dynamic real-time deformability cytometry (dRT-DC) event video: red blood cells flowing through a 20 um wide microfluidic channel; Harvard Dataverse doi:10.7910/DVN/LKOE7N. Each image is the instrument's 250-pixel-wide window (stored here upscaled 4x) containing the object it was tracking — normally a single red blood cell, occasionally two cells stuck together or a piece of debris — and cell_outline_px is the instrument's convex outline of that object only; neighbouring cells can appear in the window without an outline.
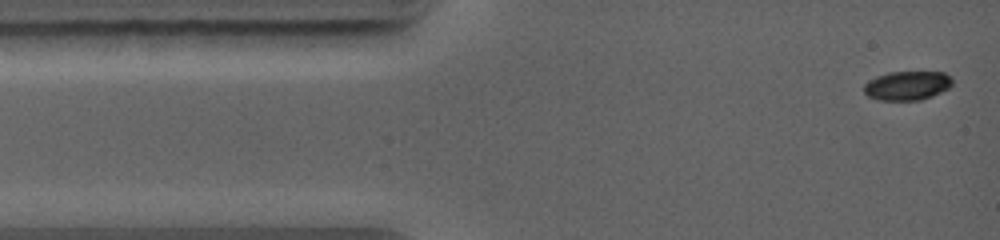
{"species": "common noctule bat (a hibernating species)", "species_latin": "Nyctalus noctula", "temperature_condition": "warm", "stored_images_in_passage": 16, "camera_frame_rate_fps": 5000, "um_per_image_px": 0.085, "animal": {"sex": "female", "body_mass_g": 19.0, "forearm_length_mm": 56.7}, "frame": {"image": 1, "passage_image": 1, "time_ms": 0.0, "image_size_px": [1000, 240], "cell_outline_px": [[952, 84], [948, 88], [932, 96], [920, 100], [880, 100], [868, 96], [864, 92], [864, 84], [868, 80], [876, 76], [888, 72], [944, 72], [952, 80]], "centroid_in_image_um": [77.08, 7.27], "position_along_channel_um": 7.9, "area_um2": 14.91}}
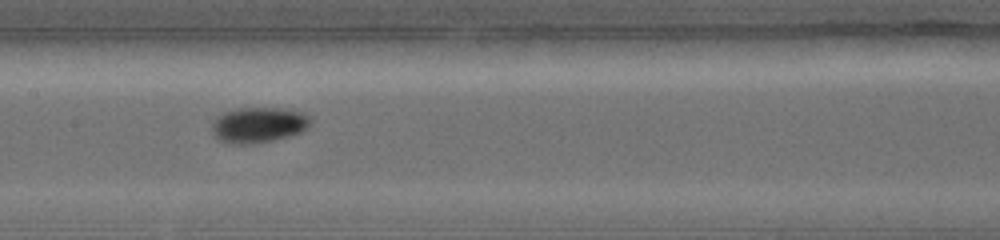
{"frame": {"image": 2, "passage_image": 7, "time_ms": 5.2, "image_size_px": [1000, 240], "cell_outline_px": [[312, 124], [304, 132], [272, 140], [252, 144], [228, 144], [220, 140], [212, 132], [212, 124], [224, 112], [240, 108], [280, 108], [304, 112], [312, 120]], "centroid_in_image_um": [22.03, 10.62], "position_along_channel_um": 185.4, "area_um2": 20.46}}
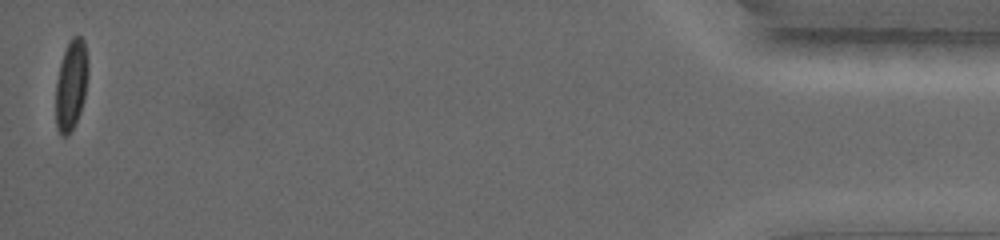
{"frame": {"image": 3, "passage_image": 16, "time_ms": 13.2, "image_size_px": [1000, 240], "cell_outline_px": [[88, 72], [84, 96], [80, 112], [68, 136], [60, 136], [56, 128], [56, 80], [60, 64], [68, 40], [72, 36], [80, 36], [84, 40], [88, 60]], "centroid_in_image_um": [6.04, 7.2], "position_along_channel_um": 429.2, "area_um2": 17.05}}